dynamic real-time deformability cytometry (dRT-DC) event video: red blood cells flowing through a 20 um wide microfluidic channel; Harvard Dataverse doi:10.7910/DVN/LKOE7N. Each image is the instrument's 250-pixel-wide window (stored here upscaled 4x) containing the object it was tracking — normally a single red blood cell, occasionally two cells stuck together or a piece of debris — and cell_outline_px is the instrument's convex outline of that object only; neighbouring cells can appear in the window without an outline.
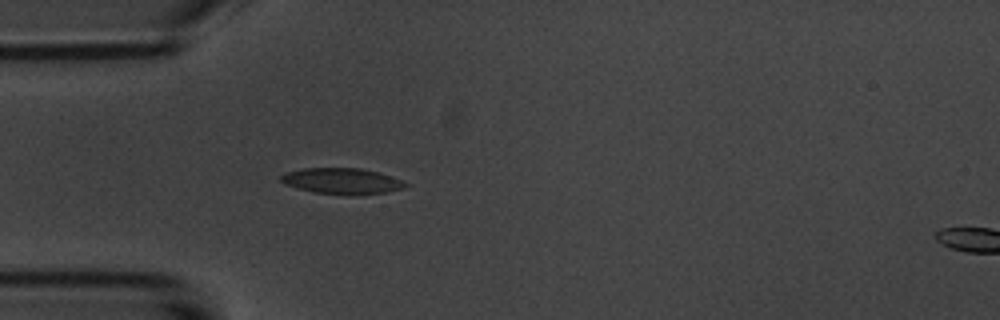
{"species": "common noctule bat (a hibernating species)", "species_latin": "Nyctalus noctula", "temperature_condition": "room temperature", "stored_images_in_passage": 22, "camera_frame_rate_fps": 3000, "um_per_image_px": 0.085, "animal": {"sex": "male", "body_mass_g": 20.1, "forearm_length_mm": 53.5}, "frame": {"image": 1, "passage_image": 5, "time_ms": 1.333, "image_size_px": [1000, 320], "cell_outline_px": [[408, 184], [404, 188], [388, 192], [356, 196], [348, 196], [312, 192], [284, 184], [280, 180], [280, 176], [284, 172], [300, 168], [360, 168], [380, 172], [400, 180]], "centroid_in_image_um": [29.04, 15.4], "position_along_channel_um": 56.0, "area_um2": 19.25}}
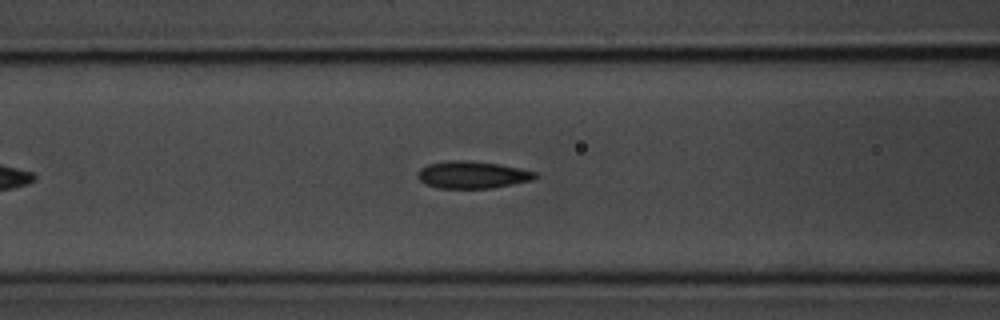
{"frame": {"image": 2, "passage_image": 11, "time_ms": 3.333, "image_size_px": [1000, 320], "cell_outline_px": [[540, 176], [532, 180], [492, 188], [436, 188], [420, 180], [416, 176], [416, 172], [420, 168], [428, 164], [448, 160], [464, 160], [500, 164], [520, 168], [536, 172]], "centroid_in_image_um": [40.15, 14.85], "position_along_channel_um": 126.5, "area_um2": 18.73}}
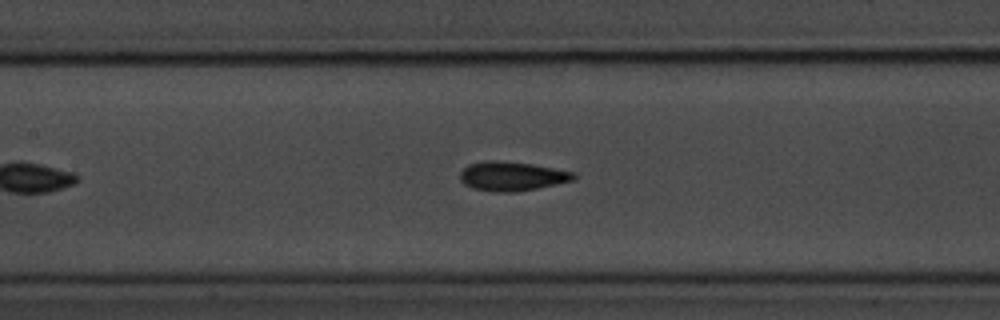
{"frame": {"image": 3, "passage_image": 14, "time_ms": 4.333, "image_size_px": [1000, 320], "cell_outline_px": [[576, 180], [516, 192], [496, 192], [476, 188], [464, 184], [460, 180], [460, 172], [468, 164], [484, 160], [496, 160], [532, 164], [576, 172]], "centroid_in_image_um": [43.53, 14.96], "position_along_channel_um": 163.9, "area_um2": 19.36}}